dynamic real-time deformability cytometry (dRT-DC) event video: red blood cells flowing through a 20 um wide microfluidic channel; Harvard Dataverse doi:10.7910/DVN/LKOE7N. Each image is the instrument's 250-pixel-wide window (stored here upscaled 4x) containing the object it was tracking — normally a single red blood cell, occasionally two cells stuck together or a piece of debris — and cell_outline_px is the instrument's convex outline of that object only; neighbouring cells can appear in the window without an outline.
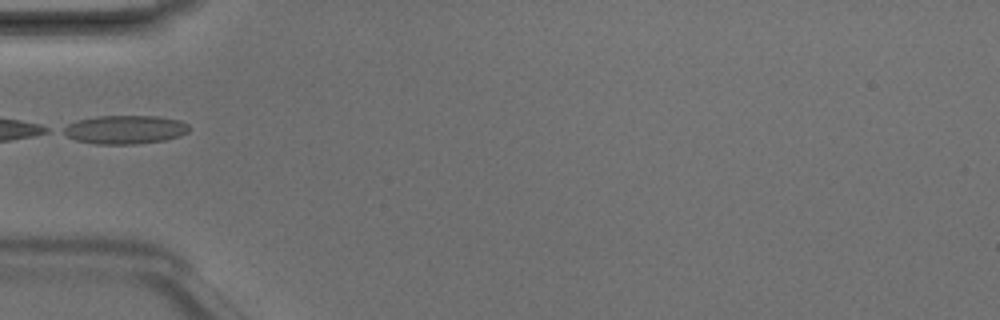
{"species": "Egyptian fruit bat (a non-hibernating species)", "species_latin": "Rousettus aegyptiacus", "temperature_condition": "room temperature", "stored_images_in_passage": 3, "camera_frame_rate_fps": 3000, "um_per_image_px": 0.085, "animal": {"sex": "male"}, "frame": {"image": 1, "passage_image": 3, "time_ms": 0.667, "image_size_px": [1000, 320], "cell_outline_px": [[188, 132], [180, 136], [164, 140], [136, 144], [96, 144], [76, 140], [60, 132], [60, 128], [76, 120], [96, 116], [156, 116], [180, 120], [188, 124]], "centroid_in_image_um": [10.59, 11.01], "position_along_channel_um": 74.4, "area_um2": 21.1}}